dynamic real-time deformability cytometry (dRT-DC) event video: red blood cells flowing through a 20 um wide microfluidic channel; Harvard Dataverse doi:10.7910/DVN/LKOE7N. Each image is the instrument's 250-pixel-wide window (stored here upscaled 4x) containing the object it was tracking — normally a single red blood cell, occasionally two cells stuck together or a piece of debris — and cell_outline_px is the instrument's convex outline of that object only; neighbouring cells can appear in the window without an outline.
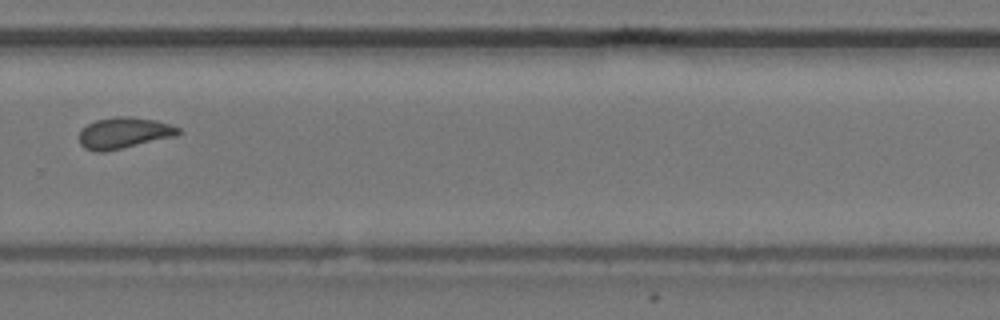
{"species": "common noctule bat (a hibernating species)", "species_latin": "Nyctalus noctula", "temperature_condition": "cold", "stored_images_in_passage": 12, "camera_frame_rate_fps": 3000, "um_per_image_px": 0.085, "animal": {"sex": "female", "body_mass_g": 24.6, "forearm_length_mm": 56.2}, "frame": {"image": 1, "passage_image": 11, "time_ms": 3.333, "image_size_px": [1000, 320], "cell_outline_px": [[184, 132], [176, 136], [104, 152], [96, 152], [84, 148], [80, 144], [80, 132], [88, 124], [96, 120], [116, 116], [132, 116], [156, 120], [180, 128]], "centroid_in_image_um": [10.56, 11.29], "position_along_channel_um": 319.2, "area_um2": 18.03}}